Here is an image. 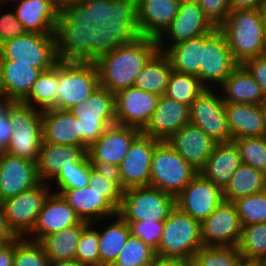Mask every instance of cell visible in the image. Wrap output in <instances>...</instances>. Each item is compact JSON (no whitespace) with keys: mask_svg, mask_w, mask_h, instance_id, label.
<instances>
[{"mask_svg":"<svg viewBox=\"0 0 266 266\" xmlns=\"http://www.w3.org/2000/svg\"><path fill=\"white\" fill-rule=\"evenodd\" d=\"M80 221L61 194L51 191L44 201L33 229L25 238L38 242L41 238L77 225Z\"/></svg>","mask_w":266,"mask_h":266,"instance_id":"44dd1931","label":"cell"},{"mask_svg":"<svg viewBox=\"0 0 266 266\" xmlns=\"http://www.w3.org/2000/svg\"><path fill=\"white\" fill-rule=\"evenodd\" d=\"M13 128L7 115V101L0 105V151H4L10 143Z\"/></svg>","mask_w":266,"mask_h":266,"instance_id":"94428289","label":"cell"},{"mask_svg":"<svg viewBox=\"0 0 266 266\" xmlns=\"http://www.w3.org/2000/svg\"><path fill=\"white\" fill-rule=\"evenodd\" d=\"M49 259L38 243L17 237L14 239L13 266H48Z\"/></svg>","mask_w":266,"mask_h":266,"instance_id":"f6af8a7d","label":"cell"},{"mask_svg":"<svg viewBox=\"0 0 266 266\" xmlns=\"http://www.w3.org/2000/svg\"><path fill=\"white\" fill-rule=\"evenodd\" d=\"M225 103L260 105L266 100L260 85L239 64L217 88Z\"/></svg>","mask_w":266,"mask_h":266,"instance_id":"4dcf8cb0","label":"cell"},{"mask_svg":"<svg viewBox=\"0 0 266 266\" xmlns=\"http://www.w3.org/2000/svg\"><path fill=\"white\" fill-rule=\"evenodd\" d=\"M176 207L175 197L151 186L132 187L123 191L118 215L125 222L165 221Z\"/></svg>","mask_w":266,"mask_h":266,"instance_id":"ba28073f","label":"cell"},{"mask_svg":"<svg viewBox=\"0 0 266 266\" xmlns=\"http://www.w3.org/2000/svg\"><path fill=\"white\" fill-rule=\"evenodd\" d=\"M237 249L243 261L262 262L266 258V222L242 226Z\"/></svg>","mask_w":266,"mask_h":266,"instance_id":"f35d334b","label":"cell"},{"mask_svg":"<svg viewBox=\"0 0 266 266\" xmlns=\"http://www.w3.org/2000/svg\"><path fill=\"white\" fill-rule=\"evenodd\" d=\"M41 71L31 64L0 60V89L4 101H23Z\"/></svg>","mask_w":266,"mask_h":266,"instance_id":"83f0119b","label":"cell"},{"mask_svg":"<svg viewBox=\"0 0 266 266\" xmlns=\"http://www.w3.org/2000/svg\"><path fill=\"white\" fill-rule=\"evenodd\" d=\"M225 111L232 141L239 138L262 136L263 120L260 105L225 103Z\"/></svg>","mask_w":266,"mask_h":266,"instance_id":"1f68e13d","label":"cell"},{"mask_svg":"<svg viewBox=\"0 0 266 266\" xmlns=\"http://www.w3.org/2000/svg\"><path fill=\"white\" fill-rule=\"evenodd\" d=\"M262 266H266V258L261 262Z\"/></svg>","mask_w":266,"mask_h":266,"instance_id":"979ff035","label":"cell"},{"mask_svg":"<svg viewBox=\"0 0 266 266\" xmlns=\"http://www.w3.org/2000/svg\"><path fill=\"white\" fill-rule=\"evenodd\" d=\"M94 63L58 60L56 109L70 110L86 100L98 87Z\"/></svg>","mask_w":266,"mask_h":266,"instance_id":"52a82bcc","label":"cell"},{"mask_svg":"<svg viewBox=\"0 0 266 266\" xmlns=\"http://www.w3.org/2000/svg\"><path fill=\"white\" fill-rule=\"evenodd\" d=\"M197 172L206 164L215 142L193 124H186L166 141Z\"/></svg>","mask_w":266,"mask_h":266,"instance_id":"cb8c5ba5","label":"cell"},{"mask_svg":"<svg viewBox=\"0 0 266 266\" xmlns=\"http://www.w3.org/2000/svg\"><path fill=\"white\" fill-rule=\"evenodd\" d=\"M260 110L263 120V133L262 136L266 139V100L260 104Z\"/></svg>","mask_w":266,"mask_h":266,"instance_id":"a7ac6f4b","label":"cell"},{"mask_svg":"<svg viewBox=\"0 0 266 266\" xmlns=\"http://www.w3.org/2000/svg\"><path fill=\"white\" fill-rule=\"evenodd\" d=\"M7 6L8 5L0 4V45L26 33L14 11L11 10L10 12V9L8 10V8H5L6 12H4V7Z\"/></svg>","mask_w":266,"mask_h":266,"instance_id":"816d5d0a","label":"cell"},{"mask_svg":"<svg viewBox=\"0 0 266 266\" xmlns=\"http://www.w3.org/2000/svg\"><path fill=\"white\" fill-rule=\"evenodd\" d=\"M17 237L13 232L8 228L6 219L4 218L3 211L0 207V242L2 244L9 243L16 239Z\"/></svg>","mask_w":266,"mask_h":266,"instance_id":"e7e4bbea","label":"cell"},{"mask_svg":"<svg viewBox=\"0 0 266 266\" xmlns=\"http://www.w3.org/2000/svg\"><path fill=\"white\" fill-rule=\"evenodd\" d=\"M185 2H193V3H200L202 0H182Z\"/></svg>","mask_w":266,"mask_h":266,"instance_id":"2a66077c","label":"cell"},{"mask_svg":"<svg viewBox=\"0 0 266 266\" xmlns=\"http://www.w3.org/2000/svg\"><path fill=\"white\" fill-rule=\"evenodd\" d=\"M16 0H0V4L2 5H9L10 3L14 2Z\"/></svg>","mask_w":266,"mask_h":266,"instance_id":"34e18365","label":"cell"},{"mask_svg":"<svg viewBox=\"0 0 266 266\" xmlns=\"http://www.w3.org/2000/svg\"><path fill=\"white\" fill-rule=\"evenodd\" d=\"M108 32L121 45L135 41L140 34L127 21H107Z\"/></svg>","mask_w":266,"mask_h":266,"instance_id":"9f6ffc18","label":"cell"},{"mask_svg":"<svg viewBox=\"0 0 266 266\" xmlns=\"http://www.w3.org/2000/svg\"><path fill=\"white\" fill-rule=\"evenodd\" d=\"M110 219H113L110 221L111 223L108 222ZM104 220L107 221L106 224ZM101 223L104 225H101ZM92 224H98L99 227L100 225L102 226L101 229L97 228L99 235L100 266L108 262L116 261L120 251L131 235L129 225L118 213L111 218L95 221Z\"/></svg>","mask_w":266,"mask_h":266,"instance_id":"d6a6232c","label":"cell"},{"mask_svg":"<svg viewBox=\"0 0 266 266\" xmlns=\"http://www.w3.org/2000/svg\"><path fill=\"white\" fill-rule=\"evenodd\" d=\"M140 36L157 39L177 16L180 0H136Z\"/></svg>","mask_w":266,"mask_h":266,"instance_id":"4316f807","label":"cell"},{"mask_svg":"<svg viewBox=\"0 0 266 266\" xmlns=\"http://www.w3.org/2000/svg\"><path fill=\"white\" fill-rule=\"evenodd\" d=\"M92 168L110 182L115 183L122 190V180L119 166L107 162H90Z\"/></svg>","mask_w":266,"mask_h":266,"instance_id":"91938a15","label":"cell"},{"mask_svg":"<svg viewBox=\"0 0 266 266\" xmlns=\"http://www.w3.org/2000/svg\"><path fill=\"white\" fill-rule=\"evenodd\" d=\"M202 246L201 223L175 207L164 221L156 256L189 262Z\"/></svg>","mask_w":266,"mask_h":266,"instance_id":"3957f363","label":"cell"},{"mask_svg":"<svg viewBox=\"0 0 266 266\" xmlns=\"http://www.w3.org/2000/svg\"><path fill=\"white\" fill-rule=\"evenodd\" d=\"M238 65L219 28L205 34L199 68V81L205 88L217 89Z\"/></svg>","mask_w":266,"mask_h":266,"instance_id":"7c38bea8","label":"cell"},{"mask_svg":"<svg viewBox=\"0 0 266 266\" xmlns=\"http://www.w3.org/2000/svg\"><path fill=\"white\" fill-rule=\"evenodd\" d=\"M253 79L260 85L266 98V56L249 58L241 64Z\"/></svg>","mask_w":266,"mask_h":266,"instance_id":"6f0895ef","label":"cell"},{"mask_svg":"<svg viewBox=\"0 0 266 266\" xmlns=\"http://www.w3.org/2000/svg\"><path fill=\"white\" fill-rule=\"evenodd\" d=\"M126 223L129 225L131 235L141 239L155 251L157 250L163 231L164 221L144 220Z\"/></svg>","mask_w":266,"mask_h":266,"instance_id":"c3c4849f","label":"cell"},{"mask_svg":"<svg viewBox=\"0 0 266 266\" xmlns=\"http://www.w3.org/2000/svg\"><path fill=\"white\" fill-rule=\"evenodd\" d=\"M114 95L116 124L135 127L141 131L149 123L160 97L135 86Z\"/></svg>","mask_w":266,"mask_h":266,"instance_id":"2e32d148","label":"cell"},{"mask_svg":"<svg viewBox=\"0 0 266 266\" xmlns=\"http://www.w3.org/2000/svg\"><path fill=\"white\" fill-rule=\"evenodd\" d=\"M224 201L223 190L197 173L176 196L175 205L200 223Z\"/></svg>","mask_w":266,"mask_h":266,"instance_id":"5bb4252c","label":"cell"},{"mask_svg":"<svg viewBox=\"0 0 266 266\" xmlns=\"http://www.w3.org/2000/svg\"><path fill=\"white\" fill-rule=\"evenodd\" d=\"M141 130L131 126L112 125L87 149L90 162H107L120 165L126 157L132 142L141 134Z\"/></svg>","mask_w":266,"mask_h":266,"instance_id":"ffe728a7","label":"cell"},{"mask_svg":"<svg viewBox=\"0 0 266 266\" xmlns=\"http://www.w3.org/2000/svg\"><path fill=\"white\" fill-rule=\"evenodd\" d=\"M58 193L82 221L92 223L117 214V209L103 196V192L90 188V185L80 189L60 190Z\"/></svg>","mask_w":266,"mask_h":266,"instance_id":"484cf974","label":"cell"},{"mask_svg":"<svg viewBox=\"0 0 266 266\" xmlns=\"http://www.w3.org/2000/svg\"><path fill=\"white\" fill-rule=\"evenodd\" d=\"M169 59L162 51H157L137 74L134 86L157 96L165 94L172 72Z\"/></svg>","mask_w":266,"mask_h":266,"instance_id":"d590c367","label":"cell"},{"mask_svg":"<svg viewBox=\"0 0 266 266\" xmlns=\"http://www.w3.org/2000/svg\"><path fill=\"white\" fill-rule=\"evenodd\" d=\"M87 157V150L84 147L42 142L36 161L40 182L49 184L58 175L60 169L73 167Z\"/></svg>","mask_w":266,"mask_h":266,"instance_id":"d4e9b609","label":"cell"},{"mask_svg":"<svg viewBox=\"0 0 266 266\" xmlns=\"http://www.w3.org/2000/svg\"><path fill=\"white\" fill-rule=\"evenodd\" d=\"M225 35L234 60H245L263 55L264 24L259 9L233 10L218 27Z\"/></svg>","mask_w":266,"mask_h":266,"instance_id":"7a4b0ae2","label":"cell"},{"mask_svg":"<svg viewBox=\"0 0 266 266\" xmlns=\"http://www.w3.org/2000/svg\"><path fill=\"white\" fill-rule=\"evenodd\" d=\"M90 6V16L92 26H99L102 22L106 23L111 19V0H87L84 1Z\"/></svg>","mask_w":266,"mask_h":266,"instance_id":"680465c9","label":"cell"},{"mask_svg":"<svg viewBox=\"0 0 266 266\" xmlns=\"http://www.w3.org/2000/svg\"><path fill=\"white\" fill-rule=\"evenodd\" d=\"M55 38L58 60L92 63L96 27L84 23H57Z\"/></svg>","mask_w":266,"mask_h":266,"instance_id":"e0dca14e","label":"cell"},{"mask_svg":"<svg viewBox=\"0 0 266 266\" xmlns=\"http://www.w3.org/2000/svg\"><path fill=\"white\" fill-rule=\"evenodd\" d=\"M51 193L48 183L8 198L0 203L8 228L16 237H26L33 229L44 201Z\"/></svg>","mask_w":266,"mask_h":266,"instance_id":"30bf717a","label":"cell"},{"mask_svg":"<svg viewBox=\"0 0 266 266\" xmlns=\"http://www.w3.org/2000/svg\"><path fill=\"white\" fill-rule=\"evenodd\" d=\"M233 142L243 164L266 174V139L263 136L239 138Z\"/></svg>","mask_w":266,"mask_h":266,"instance_id":"7bdbcfd3","label":"cell"},{"mask_svg":"<svg viewBox=\"0 0 266 266\" xmlns=\"http://www.w3.org/2000/svg\"><path fill=\"white\" fill-rule=\"evenodd\" d=\"M89 185L90 188L103 192V196L118 210L123 191L115 183L108 181L104 176L95 171L91 163Z\"/></svg>","mask_w":266,"mask_h":266,"instance_id":"f907efd6","label":"cell"},{"mask_svg":"<svg viewBox=\"0 0 266 266\" xmlns=\"http://www.w3.org/2000/svg\"><path fill=\"white\" fill-rule=\"evenodd\" d=\"M242 226L233 202L224 200L201 222L204 247H237Z\"/></svg>","mask_w":266,"mask_h":266,"instance_id":"9a60e30c","label":"cell"},{"mask_svg":"<svg viewBox=\"0 0 266 266\" xmlns=\"http://www.w3.org/2000/svg\"><path fill=\"white\" fill-rule=\"evenodd\" d=\"M96 226L97 224L89 223L80 236L76 260L82 266H100L99 235Z\"/></svg>","mask_w":266,"mask_h":266,"instance_id":"bcb514c9","label":"cell"},{"mask_svg":"<svg viewBox=\"0 0 266 266\" xmlns=\"http://www.w3.org/2000/svg\"><path fill=\"white\" fill-rule=\"evenodd\" d=\"M187 262L178 259L155 257L147 266H186Z\"/></svg>","mask_w":266,"mask_h":266,"instance_id":"03108f58","label":"cell"},{"mask_svg":"<svg viewBox=\"0 0 266 266\" xmlns=\"http://www.w3.org/2000/svg\"><path fill=\"white\" fill-rule=\"evenodd\" d=\"M205 45V34L193 39L168 46L163 53L169 59L173 71L199 78L202 63V47Z\"/></svg>","mask_w":266,"mask_h":266,"instance_id":"836d02e7","label":"cell"},{"mask_svg":"<svg viewBox=\"0 0 266 266\" xmlns=\"http://www.w3.org/2000/svg\"><path fill=\"white\" fill-rule=\"evenodd\" d=\"M158 140L141 133L131 144L119 165L122 191L132 187L150 186L151 160Z\"/></svg>","mask_w":266,"mask_h":266,"instance_id":"d6986e66","label":"cell"},{"mask_svg":"<svg viewBox=\"0 0 266 266\" xmlns=\"http://www.w3.org/2000/svg\"><path fill=\"white\" fill-rule=\"evenodd\" d=\"M241 226L266 222V197L251 194L233 201Z\"/></svg>","mask_w":266,"mask_h":266,"instance_id":"ee69618b","label":"cell"},{"mask_svg":"<svg viewBox=\"0 0 266 266\" xmlns=\"http://www.w3.org/2000/svg\"><path fill=\"white\" fill-rule=\"evenodd\" d=\"M40 183L36 162L0 151V203Z\"/></svg>","mask_w":266,"mask_h":266,"instance_id":"ac0fdd59","label":"cell"},{"mask_svg":"<svg viewBox=\"0 0 266 266\" xmlns=\"http://www.w3.org/2000/svg\"><path fill=\"white\" fill-rule=\"evenodd\" d=\"M263 55L266 56V28L264 29L263 35Z\"/></svg>","mask_w":266,"mask_h":266,"instance_id":"753ad0ef","label":"cell"},{"mask_svg":"<svg viewBox=\"0 0 266 266\" xmlns=\"http://www.w3.org/2000/svg\"><path fill=\"white\" fill-rule=\"evenodd\" d=\"M238 266H261V262L241 261Z\"/></svg>","mask_w":266,"mask_h":266,"instance_id":"2644e50d","label":"cell"},{"mask_svg":"<svg viewBox=\"0 0 266 266\" xmlns=\"http://www.w3.org/2000/svg\"><path fill=\"white\" fill-rule=\"evenodd\" d=\"M88 224L89 222L81 220L77 225L41 238L38 243L49 261L75 260L80 236Z\"/></svg>","mask_w":266,"mask_h":266,"instance_id":"e575fe53","label":"cell"},{"mask_svg":"<svg viewBox=\"0 0 266 266\" xmlns=\"http://www.w3.org/2000/svg\"><path fill=\"white\" fill-rule=\"evenodd\" d=\"M120 44L105 27V23L96 26V41L92 42V63H95L99 58L112 52Z\"/></svg>","mask_w":266,"mask_h":266,"instance_id":"db71d44e","label":"cell"},{"mask_svg":"<svg viewBox=\"0 0 266 266\" xmlns=\"http://www.w3.org/2000/svg\"><path fill=\"white\" fill-rule=\"evenodd\" d=\"M204 89L197 76L172 71L164 95L190 107Z\"/></svg>","mask_w":266,"mask_h":266,"instance_id":"ab89813d","label":"cell"},{"mask_svg":"<svg viewBox=\"0 0 266 266\" xmlns=\"http://www.w3.org/2000/svg\"><path fill=\"white\" fill-rule=\"evenodd\" d=\"M14 240L0 246V266H13Z\"/></svg>","mask_w":266,"mask_h":266,"instance_id":"be15d7a7","label":"cell"},{"mask_svg":"<svg viewBox=\"0 0 266 266\" xmlns=\"http://www.w3.org/2000/svg\"><path fill=\"white\" fill-rule=\"evenodd\" d=\"M186 266H196L192 261L187 262Z\"/></svg>","mask_w":266,"mask_h":266,"instance_id":"b9fcfbb0","label":"cell"},{"mask_svg":"<svg viewBox=\"0 0 266 266\" xmlns=\"http://www.w3.org/2000/svg\"><path fill=\"white\" fill-rule=\"evenodd\" d=\"M70 111L79 120L80 146L86 150L116 124L115 95L100 86Z\"/></svg>","mask_w":266,"mask_h":266,"instance_id":"5b68a950","label":"cell"},{"mask_svg":"<svg viewBox=\"0 0 266 266\" xmlns=\"http://www.w3.org/2000/svg\"><path fill=\"white\" fill-rule=\"evenodd\" d=\"M189 123L201 128L215 142H231L225 102L218 89L205 88L189 107Z\"/></svg>","mask_w":266,"mask_h":266,"instance_id":"8fae6325","label":"cell"},{"mask_svg":"<svg viewBox=\"0 0 266 266\" xmlns=\"http://www.w3.org/2000/svg\"><path fill=\"white\" fill-rule=\"evenodd\" d=\"M0 60L31 64L41 72L51 69L58 61L55 34L26 32L0 45Z\"/></svg>","mask_w":266,"mask_h":266,"instance_id":"9c48e42d","label":"cell"},{"mask_svg":"<svg viewBox=\"0 0 266 266\" xmlns=\"http://www.w3.org/2000/svg\"><path fill=\"white\" fill-rule=\"evenodd\" d=\"M4 102L3 98H2V94H0V105Z\"/></svg>","mask_w":266,"mask_h":266,"instance_id":"09005b40","label":"cell"},{"mask_svg":"<svg viewBox=\"0 0 266 266\" xmlns=\"http://www.w3.org/2000/svg\"><path fill=\"white\" fill-rule=\"evenodd\" d=\"M7 115L13 132L4 151L36 162L43 142L42 111L21 101H7Z\"/></svg>","mask_w":266,"mask_h":266,"instance_id":"277c9868","label":"cell"},{"mask_svg":"<svg viewBox=\"0 0 266 266\" xmlns=\"http://www.w3.org/2000/svg\"><path fill=\"white\" fill-rule=\"evenodd\" d=\"M156 257L153 248L130 235L116 261L129 266H147Z\"/></svg>","mask_w":266,"mask_h":266,"instance_id":"7dc6e473","label":"cell"},{"mask_svg":"<svg viewBox=\"0 0 266 266\" xmlns=\"http://www.w3.org/2000/svg\"><path fill=\"white\" fill-rule=\"evenodd\" d=\"M58 86V61L49 70L41 72L28 96L22 101L39 110L56 108Z\"/></svg>","mask_w":266,"mask_h":266,"instance_id":"74e56055","label":"cell"},{"mask_svg":"<svg viewBox=\"0 0 266 266\" xmlns=\"http://www.w3.org/2000/svg\"><path fill=\"white\" fill-rule=\"evenodd\" d=\"M107 21H127L139 33L136 0H111V19Z\"/></svg>","mask_w":266,"mask_h":266,"instance_id":"f5cc1de1","label":"cell"},{"mask_svg":"<svg viewBox=\"0 0 266 266\" xmlns=\"http://www.w3.org/2000/svg\"><path fill=\"white\" fill-rule=\"evenodd\" d=\"M157 51L156 39L145 36L119 45L94 63L100 87L116 94L134 86L137 74Z\"/></svg>","mask_w":266,"mask_h":266,"instance_id":"6da1fadb","label":"cell"},{"mask_svg":"<svg viewBox=\"0 0 266 266\" xmlns=\"http://www.w3.org/2000/svg\"><path fill=\"white\" fill-rule=\"evenodd\" d=\"M215 28L204 15L200 3L180 0L177 16L156 39L158 50L163 52L170 45L202 36Z\"/></svg>","mask_w":266,"mask_h":266,"instance_id":"4fadbf2b","label":"cell"},{"mask_svg":"<svg viewBox=\"0 0 266 266\" xmlns=\"http://www.w3.org/2000/svg\"><path fill=\"white\" fill-rule=\"evenodd\" d=\"M43 142L80 146L79 120L70 110H42Z\"/></svg>","mask_w":266,"mask_h":266,"instance_id":"f546056e","label":"cell"},{"mask_svg":"<svg viewBox=\"0 0 266 266\" xmlns=\"http://www.w3.org/2000/svg\"><path fill=\"white\" fill-rule=\"evenodd\" d=\"M241 164L237 145L233 141L216 143L206 164L198 173L224 190Z\"/></svg>","mask_w":266,"mask_h":266,"instance_id":"f1b7e54d","label":"cell"},{"mask_svg":"<svg viewBox=\"0 0 266 266\" xmlns=\"http://www.w3.org/2000/svg\"><path fill=\"white\" fill-rule=\"evenodd\" d=\"M198 172L166 141H158L151 160L150 186L176 196Z\"/></svg>","mask_w":266,"mask_h":266,"instance_id":"8992f818","label":"cell"},{"mask_svg":"<svg viewBox=\"0 0 266 266\" xmlns=\"http://www.w3.org/2000/svg\"><path fill=\"white\" fill-rule=\"evenodd\" d=\"M200 6L204 15L217 28L225 21L230 12V0H202Z\"/></svg>","mask_w":266,"mask_h":266,"instance_id":"11a10c76","label":"cell"},{"mask_svg":"<svg viewBox=\"0 0 266 266\" xmlns=\"http://www.w3.org/2000/svg\"><path fill=\"white\" fill-rule=\"evenodd\" d=\"M89 177L90 161L87 157L83 162L74 164L73 167L60 169V172L49 183V186L51 191L55 193L60 190L85 188L89 185Z\"/></svg>","mask_w":266,"mask_h":266,"instance_id":"60d3db41","label":"cell"},{"mask_svg":"<svg viewBox=\"0 0 266 266\" xmlns=\"http://www.w3.org/2000/svg\"><path fill=\"white\" fill-rule=\"evenodd\" d=\"M261 193L266 197V180H265L264 185L262 187Z\"/></svg>","mask_w":266,"mask_h":266,"instance_id":"11e5206c","label":"cell"},{"mask_svg":"<svg viewBox=\"0 0 266 266\" xmlns=\"http://www.w3.org/2000/svg\"><path fill=\"white\" fill-rule=\"evenodd\" d=\"M48 266H82L75 260L49 261Z\"/></svg>","mask_w":266,"mask_h":266,"instance_id":"003e7915","label":"cell"},{"mask_svg":"<svg viewBox=\"0 0 266 266\" xmlns=\"http://www.w3.org/2000/svg\"><path fill=\"white\" fill-rule=\"evenodd\" d=\"M57 23L92 24L90 6L84 1L60 0V13Z\"/></svg>","mask_w":266,"mask_h":266,"instance_id":"681fc988","label":"cell"},{"mask_svg":"<svg viewBox=\"0 0 266 266\" xmlns=\"http://www.w3.org/2000/svg\"><path fill=\"white\" fill-rule=\"evenodd\" d=\"M188 123L189 106L162 95L149 123L141 132L158 141H167Z\"/></svg>","mask_w":266,"mask_h":266,"instance_id":"603a6c76","label":"cell"},{"mask_svg":"<svg viewBox=\"0 0 266 266\" xmlns=\"http://www.w3.org/2000/svg\"><path fill=\"white\" fill-rule=\"evenodd\" d=\"M10 5L26 32L55 34L60 0H16Z\"/></svg>","mask_w":266,"mask_h":266,"instance_id":"7402d4cb","label":"cell"},{"mask_svg":"<svg viewBox=\"0 0 266 266\" xmlns=\"http://www.w3.org/2000/svg\"><path fill=\"white\" fill-rule=\"evenodd\" d=\"M241 261L239 250L233 246H202L192 259L196 266H238Z\"/></svg>","mask_w":266,"mask_h":266,"instance_id":"b9f144b4","label":"cell"},{"mask_svg":"<svg viewBox=\"0 0 266 266\" xmlns=\"http://www.w3.org/2000/svg\"><path fill=\"white\" fill-rule=\"evenodd\" d=\"M259 11L261 13V18H262V22L264 24V27L266 28V1L262 4Z\"/></svg>","mask_w":266,"mask_h":266,"instance_id":"89a4df30","label":"cell"},{"mask_svg":"<svg viewBox=\"0 0 266 266\" xmlns=\"http://www.w3.org/2000/svg\"><path fill=\"white\" fill-rule=\"evenodd\" d=\"M266 0H230V11L260 9Z\"/></svg>","mask_w":266,"mask_h":266,"instance_id":"6125c7cd","label":"cell"},{"mask_svg":"<svg viewBox=\"0 0 266 266\" xmlns=\"http://www.w3.org/2000/svg\"><path fill=\"white\" fill-rule=\"evenodd\" d=\"M265 180V173L242 163L223 190L224 200L233 202L239 198L259 193L262 191Z\"/></svg>","mask_w":266,"mask_h":266,"instance_id":"8d00e7d4","label":"cell"},{"mask_svg":"<svg viewBox=\"0 0 266 266\" xmlns=\"http://www.w3.org/2000/svg\"><path fill=\"white\" fill-rule=\"evenodd\" d=\"M102 266H129V265L119 263L118 261H112V262L105 263Z\"/></svg>","mask_w":266,"mask_h":266,"instance_id":"8c879c8a","label":"cell"}]
</instances>
